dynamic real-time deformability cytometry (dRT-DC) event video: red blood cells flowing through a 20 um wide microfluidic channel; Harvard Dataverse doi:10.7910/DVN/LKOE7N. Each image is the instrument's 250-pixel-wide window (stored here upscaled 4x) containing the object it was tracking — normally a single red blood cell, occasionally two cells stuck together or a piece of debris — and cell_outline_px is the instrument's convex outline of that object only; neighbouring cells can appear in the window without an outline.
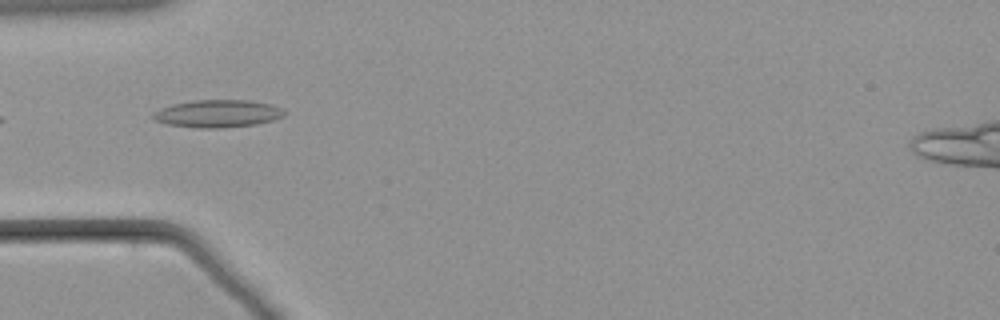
{"species": "common noctule bat (a hibernating species)", "species_latin": "Nyctalus noctula", "temperature_condition": "warm", "stored_images_in_passage": 17, "camera_frame_rate_fps": 3000, "um_per_image_px": 0.085, "animal": {"sex": "male", "body_mass_g": 21.5, "forearm_length_mm": 52.0}, "frame": {"image": 1, "passage_image": 1, "time_ms": 0.0, "image_size_px": [1000, 320], "cell_outline_px": [[284, 116], [272, 120], [256, 124], [224, 128], [192, 128], [168, 124], [156, 120], [152, 116], [152, 112], [160, 108], [172, 104], [196, 100], [252, 100], [272, 104], [280, 108], [284, 112]], "centroid_in_image_um": [18.49, 9.66], "position_along_channel_um": 66.5, "area_um2": 21.15}}